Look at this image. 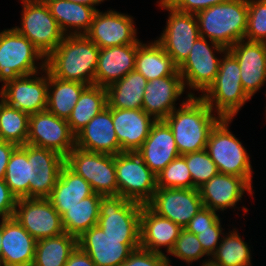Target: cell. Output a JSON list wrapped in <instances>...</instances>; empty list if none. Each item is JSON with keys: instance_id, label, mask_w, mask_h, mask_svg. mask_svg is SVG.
<instances>
[{"instance_id": "cell-1", "label": "cell", "mask_w": 266, "mask_h": 266, "mask_svg": "<svg viewBox=\"0 0 266 266\" xmlns=\"http://www.w3.org/2000/svg\"><path fill=\"white\" fill-rule=\"evenodd\" d=\"M187 93L181 105L164 119L180 155L205 150L211 130L221 119L200 96Z\"/></svg>"}, {"instance_id": "cell-9", "label": "cell", "mask_w": 266, "mask_h": 266, "mask_svg": "<svg viewBox=\"0 0 266 266\" xmlns=\"http://www.w3.org/2000/svg\"><path fill=\"white\" fill-rule=\"evenodd\" d=\"M65 164L82 176L94 193L118 195L114 155L89 152L75 146L65 157Z\"/></svg>"}, {"instance_id": "cell-40", "label": "cell", "mask_w": 266, "mask_h": 266, "mask_svg": "<svg viewBox=\"0 0 266 266\" xmlns=\"http://www.w3.org/2000/svg\"><path fill=\"white\" fill-rule=\"evenodd\" d=\"M158 188H192V176L185 158L180 155L157 175Z\"/></svg>"}, {"instance_id": "cell-31", "label": "cell", "mask_w": 266, "mask_h": 266, "mask_svg": "<svg viewBox=\"0 0 266 266\" xmlns=\"http://www.w3.org/2000/svg\"><path fill=\"white\" fill-rule=\"evenodd\" d=\"M135 70L148 82L156 78L180 75L178 66L156 40L148 44L142 42L138 46Z\"/></svg>"}, {"instance_id": "cell-5", "label": "cell", "mask_w": 266, "mask_h": 266, "mask_svg": "<svg viewBox=\"0 0 266 266\" xmlns=\"http://www.w3.org/2000/svg\"><path fill=\"white\" fill-rule=\"evenodd\" d=\"M233 118H221L211 130L206 151L219 173L244 178L252 186V165L246 148L231 133L229 124Z\"/></svg>"}, {"instance_id": "cell-44", "label": "cell", "mask_w": 266, "mask_h": 266, "mask_svg": "<svg viewBox=\"0 0 266 266\" xmlns=\"http://www.w3.org/2000/svg\"><path fill=\"white\" fill-rule=\"evenodd\" d=\"M119 266H171L169 256L138 248Z\"/></svg>"}, {"instance_id": "cell-6", "label": "cell", "mask_w": 266, "mask_h": 266, "mask_svg": "<svg viewBox=\"0 0 266 266\" xmlns=\"http://www.w3.org/2000/svg\"><path fill=\"white\" fill-rule=\"evenodd\" d=\"M45 59L33 43L14 27L0 32V82H3L1 85L44 70ZM39 60L42 62L37 63Z\"/></svg>"}, {"instance_id": "cell-12", "label": "cell", "mask_w": 266, "mask_h": 266, "mask_svg": "<svg viewBox=\"0 0 266 266\" xmlns=\"http://www.w3.org/2000/svg\"><path fill=\"white\" fill-rule=\"evenodd\" d=\"M142 204L120 195L101 196L98 226L113 239H140Z\"/></svg>"}, {"instance_id": "cell-49", "label": "cell", "mask_w": 266, "mask_h": 266, "mask_svg": "<svg viewBox=\"0 0 266 266\" xmlns=\"http://www.w3.org/2000/svg\"><path fill=\"white\" fill-rule=\"evenodd\" d=\"M65 266H96L90 256L79 246L71 253Z\"/></svg>"}, {"instance_id": "cell-41", "label": "cell", "mask_w": 266, "mask_h": 266, "mask_svg": "<svg viewBox=\"0 0 266 266\" xmlns=\"http://www.w3.org/2000/svg\"><path fill=\"white\" fill-rule=\"evenodd\" d=\"M192 176V188H199L219 173L206 150L182 155Z\"/></svg>"}, {"instance_id": "cell-46", "label": "cell", "mask_w": 266, "mask_h": 266, "mask_svg": "<svg viewBox=\"0 0 266 266\" xmlns=\"http://www.w3.org/2000/svg\"><path fill=\"white\" fill-rule=\"evenodd\" d=\"M219 215L216 211L211 210L207 207H203L200 211L190 220L189 224L185 229L196 235V230L209 229L213 226L218 220Z\"/></svg>"}, {"instance_id": "cell-24", "label": "cell", "mask_w": 266, "mask_h": 266, "mask_svg": "<svg viewBox=\"0 0 266 266\" xmlns=\"http://www.w3.org/2000/svg\"><path fill=\"white\" fill-rule=\"evenodd\" d=\"M138 40L134 44L101 48L98 54L94 84L107 88L135 70Z\"/></svg>"}, {"instance_id": "cell-28", "label": "cell", "mask_w": 266, "mask_h": 266, "mask_svg": "<svg viewBox=\"0 0 266 266\" xmlns=\"http://www.w3.org/2000/svg\"><path fill=\"white\" fill-rule=\"evenodd\" d=\"M112 120L121 152H136L155 122L143 109L112 108Z\"/></svg>"}, {"instance_id": "cell-23", "label": "cell", "mask_w": 266, "mask_h": 266, "mask_svg": "<svg viewBox=\"0 0 266 266\" xmlns=\"http://www.w3.org/2000/svg\"><path fill=\"white\" fill-rule=\"evenodd\" d=\"M75 146L89 152L117 155L120 145L112 120V108L107 106L75 136Z\"/></svg>"}, {"instance_id": "cell-18", "label": "cell", "mask_w": 266, "mask_h": 266, "mask_svg": "<svg viewBox=\"0 0 266 266\" xmlns=\"http://www.w3.org/2000/svg\"><path fill=\"white\" fill-rule=\"evenodd\" d=\"M133 19L112 9L104 13L97 10L91 28L85 35L100 49L134 44L139 39Z\"/></svg>"}, {"instance_id": "cell-35", "label": "cell", "mask_w": 266, "mask_h": 266, "mask_svg": "<svg viewBox=\"0 0 266 266\" xmlns=\"http://www.w3.org/2000/svg\"><path fill=\"white\" fill-rule=\"evenodd\" d=\"M101 196L93 193L64 212L61 215L64 232L78 238L85 231L97 225Z\"/></svg>"}, {"instance_id": "cell-29", "label": "cell", "mask_w": 266, "mask_h": 266, "mask_svg": "<svg viewBox=\"0 0 266 266\" xmlns=\"http://www.w3.org/2000/svg\"><path fill=\"white\" fill-rule=\"evenodd\" d=\"M94 193L91 185L80 175L72 171L66 164L60 170L52 192L47 197L51 205L62 215L74 207L82 199Z\"/></svg>"}, {"instance_id": "cell-15", "label": "cell", "mask_w": 266, "mask_h": 266, "mask_svg": "<svg viewBox=\"0 0 266 266\" xmlns=\"http://www.w3.org/2000/svg\"><path fill=\"white\" fill-rule=\"evenodd\" d=\"M14 217L37 241L64 233L61 215L47 198H20Z\"/></svg>"}, {"instance_id": "cell-51", "label": "cell", "mask_w": 266, "mask_h": 266, "mask_svg": "<svg viewBox=\"0 0 266 266\" xmlns=\"http://www.w3.org/2000/svg\"><path fill=\"white\" fill-rule=\"evenodd\" d=\"M71 2L79 3V4H84V5H89L91 7H95L99 4H101L104 0H68Z\"/></svg>"}, {"instance_id": "cell-36", "label": "cell", "mask_w": 266, "mask_h": 266, "mask_svg": "<svg viewBox=\"0 0 266 266\" xmlns=\"http://www.w3.org/2000/svg\"><path fill=\"white\" fill-rule=\"evenodd\" d=\"M78 246V238L68 233L38 240L32 266H65Z\"/></svg>"}, {"instance_id": "cell-52", "label": "cell", "mask_w": 266, "mask_h": 266, "mask_svg": "<svg viewBox=\"0 0 266 266\" xmlns=\"http://www.w3.org/2000/svg\"><path fill=\"white\" fill-rule=\"evenodd\" d=\"M202 265L201 266H221L215 262H213L211 259H205V260H202Z\"/></svg>"}, {"instance_id": "cell-45", "label": "cell", "mask_w": 266, "mask_h": 266, "mask_svg": "<svg viewBox=\"0 0 266 266\" xmlns=\"http://www.w3.org/2000/svg\"><path fill=\"white\" fill-rule=\"evenodd\" d=\"M224 229L221 225V218L209 229L196 230V236L199 239L204 251L211 257L216 251L224 235Z\"/></svg>"}, {"instance_id": "cell-4", "label": "cell", "mask_w": 266, "mask_h": 266, "mask_svg": "<svg viewBox=\"0 0 266 266\" xmlns=\"http://www.w3.org/2000/svg\"><path fill=\"white\" fill-rule=\"evenodd\" d=\"M221 56L214 82L199 96L221 118H234L251 98L242 87L237 59L229 51Z\"/></svg>"}, {"instance_id": "cell-33", "label": "cell", "mask_w": 266, "mask_h": 266, "mask_svg": "<svg viewBox=\"0 0 266 266\" xmlns=\"http://www.w3.org/2000/svg\"><path fill=\"white\" fill-rule=\"evenodd\" d=\"M107 106V89L95 84L88 85L82 91L67 119L72 133L76 136L93 117Z\"/></svg>"}, {"instance_id": "cell-38", "label": "cell", "mask_w": 266, "mask_h": 266, "mask_svg": "<svg viewBox=\"0 0 266 266\" xmlns=\"http://www.w3.org/2000/svg\"><path fill=\"white\" fill-rule=\"evenodd\" d=\"M29 114L7 105L0 95V140L23 146L27 142Z\"/></svg>"}, {"instance_id": "cell-10", "label": "cell", "mask_w": 266, "mask_h": 266, "mask_svg": "<svg viewBox=\"0 0 266 266\" xmlns=\"http://www.w3.org/2000/svg\"><path fill=\"white\" fill-rule=\"evenodd\" d=\"M207 40L202 36L198 37L189 56L178 67L185 89L201 91L202 94L214 82L219 71L221 58L214 53L225 54L228 51L225 47Z\"/></svg>"}, {"instance_id": "cell-21", "label": "cell", "mask_w": 266, "mask_h": 266, "mask_svg": "<svg viewBox=\"0 0 266 266\" xmlns=\"http://www.w3.org/2000/svg\"><path fill=\"white\" fill-rule=\"evenodd\" d=\"M252 188L253 186L242 177L218 173L198 189L203 206L219 212L236 208L245 192L253 194Z\"/></svg>"}, {"instance_id": "cell-30", "label": "cell", "mask_w": 266, "mask_h": 266, "mask_svg": "<svg viewBox=\"0 0 266 266\" xmlns=\"http://www.w3.org/2000/svg\"><path fill=\"white\" fill-rule=\"evenodd\" d=\"M65 35H85L98 9L68 0H44ZM70 29V30H69Z\"/></svg>"}, {"instance_id": "cell-8", "label": "cell", "mask_w": 266, "mask_h": 266, "mask_svg": "<svg viewBox=\"0 0 266 266\" xmlns=\"http://www.w3.org/2000/svg\"><path fill=\"white\" fill-rule=\"evenodd\" d=\"M115 172L118 195L125 199L146 205L158 188L157 176L137 152L115 155Z\"/></svg>"}, {"instance_id": "cell-48", "label": "cell", "mask_w": 266, "mask_h": 266, "mask_svg": "<svg viewBox=\"0 0 266 266\" xmlns=\"http://www.w3.org/2000/svg\"><path fill=\"white\" fill-rule=\"evenodd\" d=\"M16 196L11 192L4 179H0V219L14 217L17 204Z\"/></svg>"}, {"instance_id": "cell-3", "label": "cell", "mask_w": 266, "mask_h": 266, "mask_svg": "<svg viewBox=\"0 0 266 266\" xmlns=\"http://www.w3.org/2000/svg\"><path fill=\"white\" fill-rule=\"evenodd\" d=\"M195 15L200 36L229 49L245 37L248 0H228Z\"/></svg>"}, {"instance_id": "cell-7", "label": "cell", "mask_w": 266, "mask_h": 266, "mask_svg": "<svg viewBox=\"0 0 266 266\" xmlns=\"http://www.w3.org/2000/svg\"><path fill=\"white\" fill-rule=\"evenodd\" d=\"M21 24L14 28L26 37L46 58L65 34L51 15L44 0H21Z\"/></svg>"}, {"instance_id": "cell-14", "label": "cell", "mask_w": 266, "mask_h": 266, "mask_svg": "<svg viewBox=\"0 0 266 266\" xmlns=\"http://www.w3.org/2000/svg\"><path fill=\"white\" fill-rule=\"evenodd\" d=\"M146 205L183 229L204 207L198 188H157Z\"/></svg>"}, {"instance_id": "cell-42", "label": "cell", "mask_w": 266, "mask_h": 266, "mask_svg": "<svg viewBox=\"0 0 266 266\" xmlns=\"http://www.w3.org/2000/svg\"><path fill=\"white\" fill-rule=\"evenodd\" d=\"M168 255L174 256L187 264H191L194 261L199 262L204 256H208V259H210L197 236L188 232L186 229H183L180 232L179 237L175 241L174 247Z\"/></svg>"}, {"instance_id": "cell-27", "label": "cell", "mask_w": 266, "mask_h": 266, "mask_svg": "<svg viewBox=\"0 0 266 266\" xmlns=\"http://www.w3.org/2000/svg\"><path fill=\"white\" fill-rule=\"evenodd\" d=\"M1 266H32L37 240L15 217L2 219Z\"/></svg>"}, {"instance_id": "cell-26", "label": "cell", "mask_w": 266, "mask_h": 266, "mask_svg": "<svg viewBox=\"0 0 266 266\" xmlns=\"http://www.w3.org/2000/svg\"><path fill=\"white\" fill-rule=\"evenodd\" d=\"M183 228L168 218L152 211L147 205H142L140 214V248L167 255L174 247L176 239Z\"/></svg>"}, {"instance_id": "cell-43", "label": "cell", "mask_w": 266, "mask_h": 266, "mask_svg": "<svg viewBox=\"0 0 266 266\" xmlns=\"http://www.w3.org/2000/svg\"><path fill=\"white\" fill-rule=\"evenodd\" d=\"M244 39L266 43V0H248V21Z\"/></svg>"}, {"instance_id": "cell-22", "label": "cell", "mask_w": 266, "mask_h": 266, "mask_svg": "<svg viewBox=\"0 0 266 266\" xmlns=\"http://www.w3.org/2000/svg\"><path fill=\"white\" fill-rule=\"evenodd\" d=\"M185 92L181 75L156 78L147 83L142 109L155 121L164 120L177 107L176 101Z\"/></svg>"}, {"instance_id": "cell-34", "label": "cell", "mask_w": 266, "mask_h": 266, "mask_svg": "<svg viewBox=\"0 0 266 266\" xmlns=\"http://www.w3.org/2000/svg\"><path fill=\"white\" fill-rule=\"evenodd\" d=\"M88 85L65 81L51 76L48 73V96L46 110L57 117L68 119L73 108L80 98L82 91Z\"/></svg>"}, {"instance_id": "cell-39", "label": "cell", "mask_w": 266, "mask_h": 266, "mask_svg": "<svg viewBox=\"0 0 266 266\" xmlns=\"http://www.w3.org/2000/svg\"><path fill=\"white\" fill-rule=\"evenodd\" d=\"M5 183L17 199L29 198V161L27 144L17 146L9 159L4 176Z\"/></svg>"}, {"instance_id": "cell-19", "label": "cell", "mask_w": 266, "mask_h": 266, "mask_svg": "<svg viewBox=\"0 0 266 266\" xmlns=\"http://www.w3.org/2000/svg\"><path fill=\"white\" fill-rule=\"evenodd\" d=\"M29 161V198H47L65 164L59 153L27 144Z\"/></svg>"}, {"instance_id": "cell-25", "label": "cell", "mask_w": 266, "mask_h": 266, "mask_svg": "<svg viewBox=\"0 0 266 266\" xmlns=\"http://www.w3.org/2000/svg\"><path fill=\"white\" fill-rule=\"evenodd\" d=\"M136 152L156 176L180 156L172 130L164 120L152 124L147 139Z\"/></svg>"}, {"instance_id": "cell-50", "label": "cell", "mask_w": 266, "mask_h": 266, "mask_svg": "<svg viewBox=\"0 0 266 266\" xmlns=\"http://www.w3.org/2000/svg\"><path fill=\"white\" fill-rule=\"evenodd\" d=\"M16 147L14 143L0 140V179H4L7 164Z\"/></svg>"}, {"instance_id": "cell-37", "label": "cell", "mask_w": 266, "mask_h": 266, "mask_svg": "<svg viewBox=\"0 0 266 266\" xmlns=\"http://www.w3.org/2000/svg\"><path fill=\"white\" fill-rule=\"evenodd\" d=\"M234 228L233 231L224 233L211 260L221 266H252L251 250Z\"/></svg>"}, {"instance_id": "cell-32", "label": "cell", "mask_w": 266, "mask_h": 266, "mask_svg": "<svg viewBox=\"0 0 266 266\" xmlns=\"http://www.w3.org/2000/svg\"><path fill=\"white\" fill-rule=\"evenodd\" d=\"M147 83L141 73L136 70L129 72L106 88L108 106L117 109H142Z\"/></svg>"}, {"instance_id": "cell-17", "label": "cell", "mask_w": 266, "mask_h": 266, "mask_svg": "<svg viewBox=\"0 0 266 266\" xmlns=\"http://www.w3.org/2000/svg\"><path fill=\"white\" fill-rule=\"evenodd\" d=\"M78 246L96 266H119L134 250L140 248V239H113L95 225L78 237Z\"/></svg>"}, {"instance_id": "cell-53", "label": "cell", "mask_w": 266, "mask_h": 266, "mask_svg": "<svg viewBox=\"0 0 266 266\" xmlns=\"http://www.w3.org/2000/svg\"><path fill=\"white\" fill-rule=\"evenodd\" d=\"M1 241H2V220L0 222V263H1V258H2V247H1L2 243H1Z\"/></svg>"}, {"instance_id": "cell-2", "label": "cell", "mask_w": 266, "mask_h": 266, "mask_svg": "<svg viewBox=\"0 0 266 266\" xmlns=\"http://www.w3.org/2000/svg\"><path fill=\"white\" fill-rule=\"evenodd\" d=\"M99 50L86 35H65L46 57L45 69L58 79L93 85Z\"/></svg>"}, {"instance_id": "cell-16", "label": "cell", "mask_w": 266, "mask_h": 266, "mask_svg": "<svg viewBox=\"0 0 266 266\" xmlns=\"http://www.w3.org/2000/svg\"><path fill=\"white\" fill-rule=\"evenodd\" d=\"M0 95L7 105L29 115L44 111L47 107L48 71L44 69L42 72L9 81L2 85Z\"/></svg>"}, {"instance_id": "cell-13", "label": "cell", "mask_w": 266, "mask_h": 266, "mask_svg": "<svg viewBox=\"0 0 266 266\" xmlns=\"http://www.w3.org/2000/svg\"><path fill=\"white\" fill-rule=\"evenodd\" d=\"M26 144L53 150L65 158L75 147V135L66 119L44 110L30 114Z\"/></svg>"}, {"instance_id": "cell-20", "label": "cell", "mask_w": 266, "mask_h": 266, "mask_svg": "<svg viewBox=\"0 0 266 266\" xmlns=\"http://www.w3.org/2000/svg\"><path fill=\"white\" fill-rule=\"evenodd\" d=\"M228 51L237 59L242 87L252 98L266 83V43L241 39Z\"/></svg>"}, {"instance_id": "cell-11", "label": "cell", "mask_w": 266, "mask_h": 266, "mask_svg": "<svg viewBox=\"0 0 266 266\" xmlns=\"http://www.w3.org/2000/svg\"><path fill=\"white\" fill-rule=\"evenodd\" d=\"M158 6L169 11L167 23L156 40L179 67L200 37L197 17L193 13H183L175 10L165 0L157 1Z\"/></svg>"}, {"instance_id": "cell-47", "label": "cell", "mask_w": 266, "mask_h": 266, "mask_svg": "<svg viewBox=\"0 0 266 266\" xmlns=\"http://www.w3.org/2000/svg\"><path fill=\"white\" fill-rule=\"evenodd\" d=\"M175 10L183 13H193L224 3L228 0H165Z\"/></svg>"}]
</instances>
